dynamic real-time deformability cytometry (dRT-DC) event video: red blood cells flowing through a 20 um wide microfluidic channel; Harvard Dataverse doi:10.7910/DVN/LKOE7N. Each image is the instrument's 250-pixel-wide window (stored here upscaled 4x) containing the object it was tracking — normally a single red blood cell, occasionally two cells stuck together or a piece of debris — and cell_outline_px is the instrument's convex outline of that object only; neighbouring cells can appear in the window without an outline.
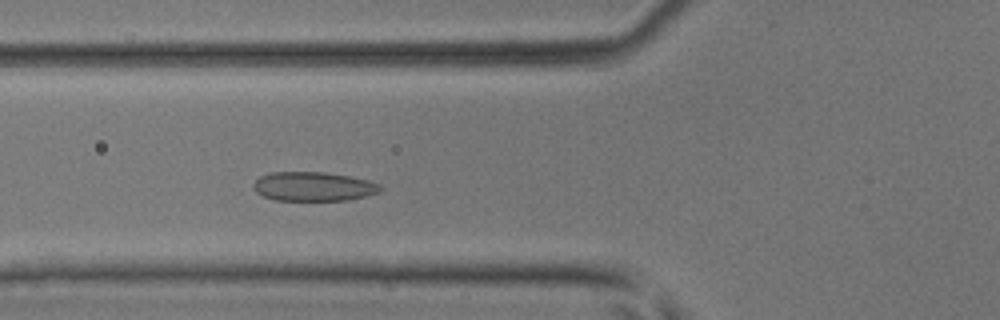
{"species": "common noctule bat (a hibernating species)", "species_latin": "Nyctalus noctula", "temperature_condition": "room temperature", "stored_images_in_passage": 43, "camera_frame_rate_fps": 3000, "um_per_image_px": 0.085, "animal": {"sex": "male", "body_mass_g": 17.9, "forearm_length_mm": 54.2}, "frame": {"image": 1, "passage_image": 12, "time_ms": 3.667, "image_size_px": [1000, 320], "cell_outline_px": [[384, 188], [380, 192], [348, 200], [276, 200], [264, 196], [256, 192], [252, 188], [252, 184], [260, 176], [272, 172], [324, 172], [348, 176], [368, 180], [380, 184]], "centroid_in_image_um": [26.64, 15.85], "position_along_channel_um": 99.2, "area_um2": 21.56}}
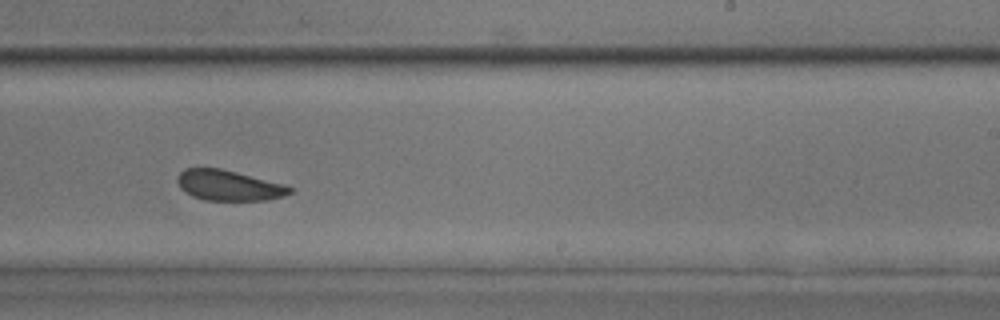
{"frame": {"image": 2, "passage_image": 24, "time_ms": 7.667, "image_size_px": [1000, 320], "cell_outline_px": [[292, 192], [284, 196], [268, 200], [204, 200], [192, 196], [180, 188], [176, 180], [176, 176], [184, 168], [220, 168], [288, 184], [292, 188]], "centroid_in_image_um": [19.46, 15.75], "position_along_channel_um": 269.5, "area_um2": 20.23}}
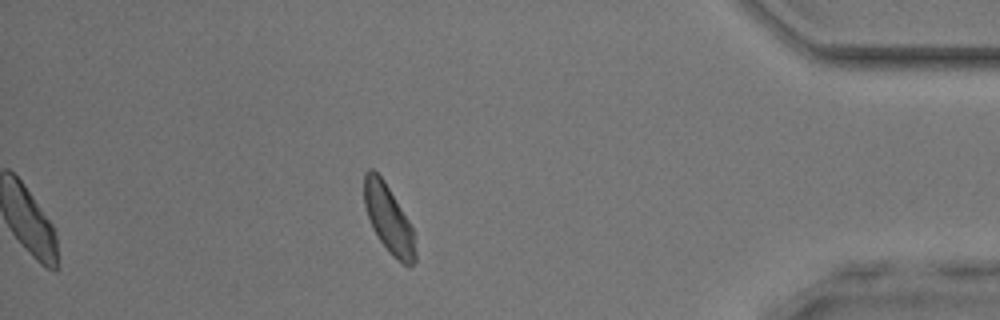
{"frame": {"image": 3, "passage_image": 36, "time_ms": 11.667, "image_size_px": [1000, 320], "cell_outline_px": [[416, 260], [408, 268], [392, 256], [388, 252], [372, 228], [364, 204], [364, 172], [368, 168], [372, 168], [384, 180], [408, 220], [412, 228], [416, 252]], "centroid_in_image_um": [33.02, 18.63], "position_along_channel_um": 402.2, "area_um2": 20.17}}